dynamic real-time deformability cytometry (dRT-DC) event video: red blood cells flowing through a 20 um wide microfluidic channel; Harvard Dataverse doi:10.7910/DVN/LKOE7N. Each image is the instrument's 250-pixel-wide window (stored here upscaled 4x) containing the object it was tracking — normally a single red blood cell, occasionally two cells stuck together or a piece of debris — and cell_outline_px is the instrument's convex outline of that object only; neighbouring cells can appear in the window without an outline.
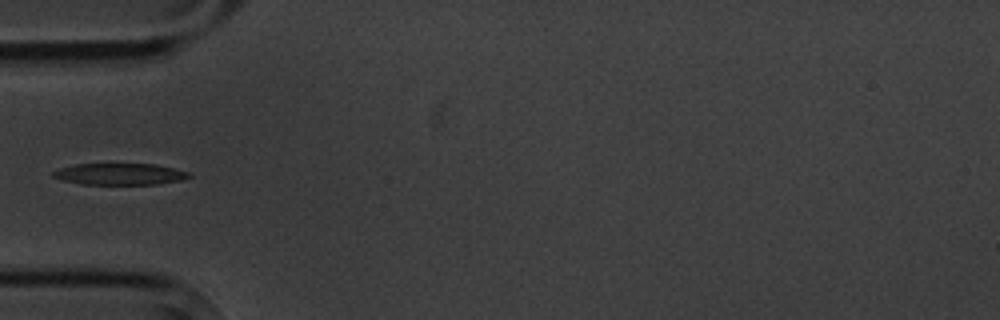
{"species": "common noctule bat (a hibernating species)", "species_latin": "Nyctalus noctula", "temperature_condition": "cold", "stored_images_in_passage": 14, "camera_frame_rate_fps": 3000, "um_per_image_px": 0.085, "animal": {"sex": "male", "body_mass_g": 20.1, "forearm_length_mm": 53.5}, "frame": {"image": 1, "passage_image": 4, "time_ms": 4.333, "image_size_px": [1000, 320], "cell_outline_px": [[192, 176], [180, 180], [156, 184], [80, 184], [60, 180], [52, 176], [52, 172], [60, 168], [76, 164], [156, 164], [188, 172]], "centroid_in_image_um": [10.14, 14.8], "position_along_channel_um": 74.9, "area_um2": 16.94}}
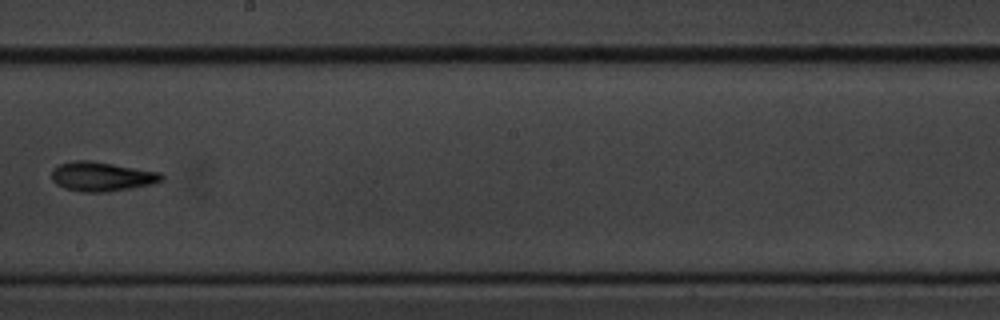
{"frame": {"image": 2, "passage_image": 8, "time_ms": 9.0, "image_size_px": [1000, 320], "cell_outline_px": [[164, 180], [152, 184], [132, 188], [108, 192], [80, 192], [64, 188], [56, 184], [52, 180], [52, 168], [60, 164], [72, 160], [88, 160], [160, 172], [164, 176]], "centroid_in_image_um": [8.63, 15.01], "position_along_channel_um": 239.6, "area_um2": 18.9}}
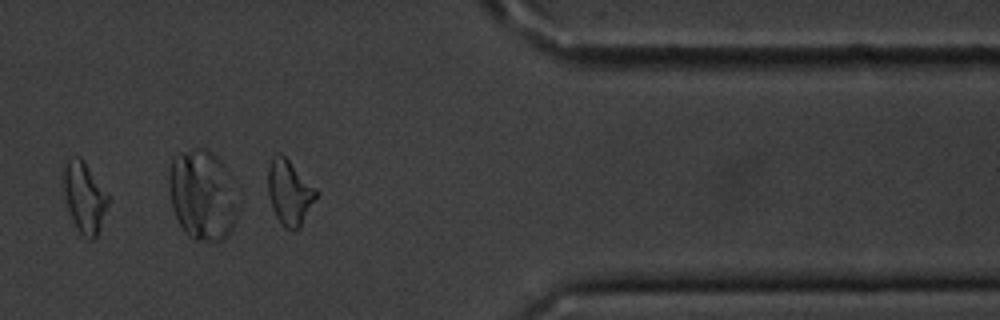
{"frame": {"image": 3, "passage_image": 12, "time_ms": 13.667, "image_size_px": [1000, 320], "cell_outline_px": [[108, 204], [96, 236], [92, 240], [88, 240], [76, 228], [72, 220], [68, 208], [60, 180], [60, 176], [64, 164], [68, 160], [76, 156], [80, 156], [84, 160], [108, 192]], "centroid_in_image_um": [7.13, 16.7], "position_along_channel_um": 404.3, "area_um2": 18.73}, "authors_computed_cell_mechanics": {"area_um2": 18.7272, "velocity_mm_per_s": 3.5202, "shape_relaxation_time_tau1_ms": 2.5299, "shape_relaxation_time_tau2_ms": 3.5433, "deformation_change_tau1": 0.1558, "deformation_change_tau2": 0.1298}}